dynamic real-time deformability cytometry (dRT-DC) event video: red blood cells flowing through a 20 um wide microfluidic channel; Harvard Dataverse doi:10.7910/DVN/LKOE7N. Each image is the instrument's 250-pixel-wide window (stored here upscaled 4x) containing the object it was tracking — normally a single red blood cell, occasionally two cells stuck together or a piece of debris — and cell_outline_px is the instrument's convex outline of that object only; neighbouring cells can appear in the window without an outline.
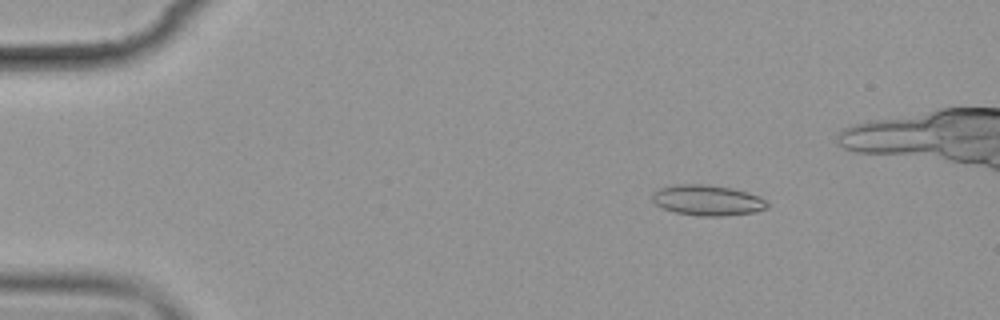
{"species": "common noctule bat (a hibernating species)", "species_latin": "Nyctalus noctula", "temperature_condition": "cold", "stored_images_in_passage": 8, "camera_frame_rate_fps": 3000, "um_per_image_px": 0.085, "animal": {"sex": "female", "body_mass_g": 19.9}, "frame": {"image": 1, "passage_image": 3, "time_ms": 2.333, "image_size_px": [1000, 320], "cell_outline_px": [[768, 208], [756, 212], [724, 216], [700, 216], [676, 212], [664, 208], [656, 204], [652, 200], [652, 192], [660, 188], [676, 184], [708, 184], [732, 188], [748, 192], [764, 200], [768, 204]], "centroid_in_image_um": [60.13, 17.02], "position_along_channel_um": 24.9, "area_um2": 20.46}}
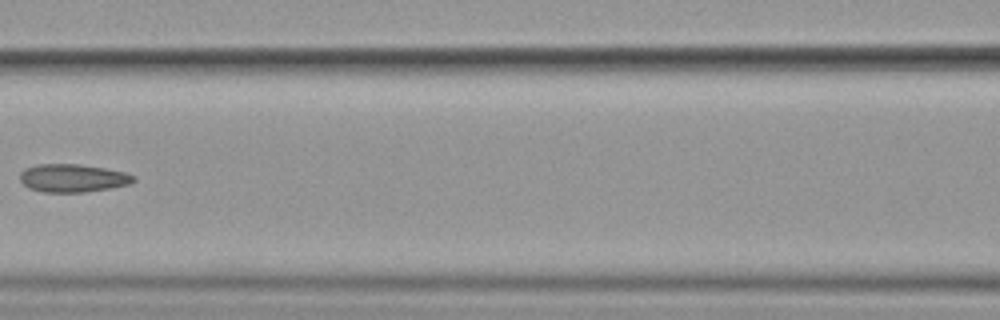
{"frame": {"image": 2, "passage_image": 8, "time_ms": 8.333, "image_size_px": [1000, 320], "cell_outline_px": [[136, 180], [128, 184], [108, 188], [84, 192], [44, 192], [28, 188], [20, 180], [20, 172], [24, 168], [36, 164], [80, 164], [104, 168], [124, 172], [136, 176]], "centroid_in_image_um": [6.15, 15.13], "position_along_channel_um": 160.4, "area_um2": 18.55}}